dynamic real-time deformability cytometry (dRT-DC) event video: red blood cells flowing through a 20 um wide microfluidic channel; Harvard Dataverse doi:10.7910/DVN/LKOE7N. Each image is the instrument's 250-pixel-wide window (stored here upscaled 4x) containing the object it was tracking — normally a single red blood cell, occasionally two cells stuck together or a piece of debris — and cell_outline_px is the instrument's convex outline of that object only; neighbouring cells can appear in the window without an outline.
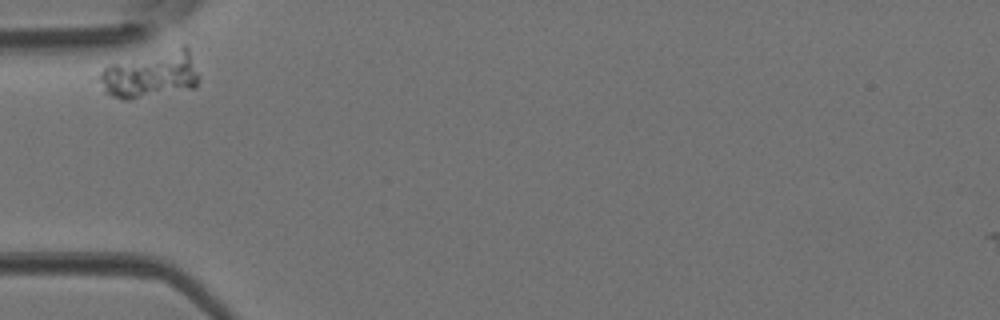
{"species": "Egyptian fruit bat (a non-hibernating species)", "species_latin": "Rousettus aegyptiacus", "temperature_condition": "room temperature", "stored_images_in_passage": 24, "camera_frame_rate_fps": 3000, "um_per_image_px": 0.085, "animal": {"sex": "female"}, "frame": {"image": 1, "passage_image": 1, "time_ms": 0.0, "image_size_px": [1000, 320], "cell_outline_px": [[200, 76], [196, 88], [132, 100], [120, 100], [112, 96], [108, 92], [100, 80], [100, 72], [104, 68], [112, 64], [180, 44], [188, 44]], "centroid_in_image_um": [12.92, 6.31], "position_along_channel_um": 72.1, "area_um2": 27.74}}
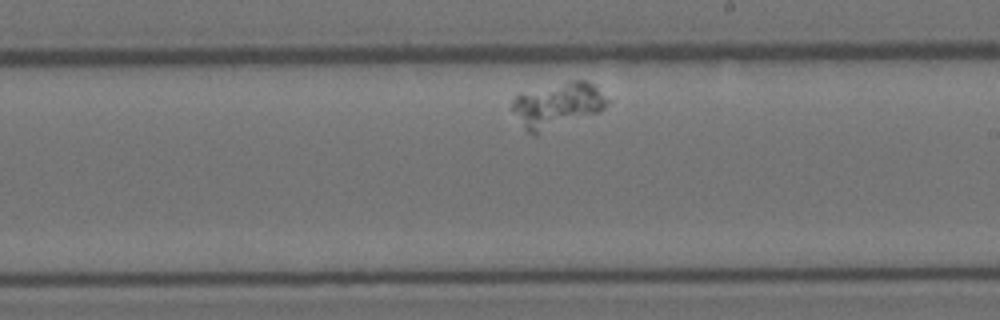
{"frame": {"image": 2, "passage_image": 14, "time_ms": 4.333, "image_size_px": [1000, 320], "cell_outline_px": [[612, 100], [600, 112], [536, 136], [532, 136], [524, 128], [512, 108], [512, 100], [520, 92], [572, 80], [584, 80], [596, 84]], "centroid_in_image_um": [47.45, 8.94], "position_along_channel_um": 241.5, "area_um2": 25.78}}
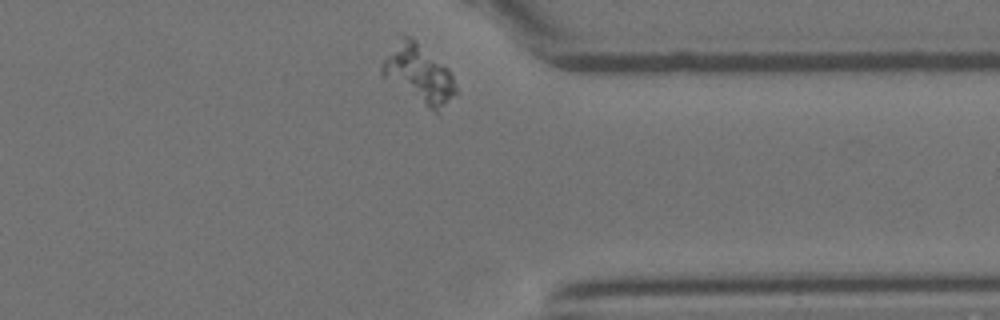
{"frame": {"image": 3, "passage_image": 24, "time_ms": 7.667, "image_size_px": [1000, 320], "cell_outline_px": [[456, 92], [436, 112], [428, 108], [380, 76], [380, 68], [384, 60], [404, 36], [412, 36], [448, 68], [452, 76], [456, 88]], "centroid_in_image_um": [35.58, 6.28], "position_along_channel_um": 375.8, "area_um2": 24.16}}